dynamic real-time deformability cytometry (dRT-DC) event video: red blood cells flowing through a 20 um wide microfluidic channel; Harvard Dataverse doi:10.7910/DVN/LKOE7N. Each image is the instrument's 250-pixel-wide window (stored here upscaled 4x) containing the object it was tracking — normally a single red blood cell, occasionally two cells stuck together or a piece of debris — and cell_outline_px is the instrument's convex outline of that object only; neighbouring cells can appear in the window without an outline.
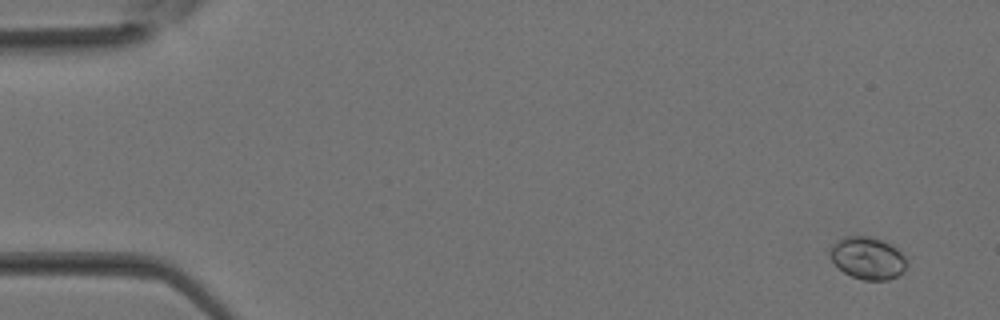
{"species": "Egyptian fruit bat (a non-hibernating species)", "species_latin": "Rousettus aegyptiacus", "temperature_condition": "room temperature", "stored_images_in_passage": 36, "camera_frame_rate_fps": 3000, "um_per_image_px": 0.085, "animal": {"sex": "female"}, "frame": {"image": 1, "passage_image": 1, "time_ms": 0.0, "image_size_px": [1000, 320], "cell_outline_px": [[904, 268], [896, 276], [888, 280], [864, 280], [852, 276], [844, 272], [828, 256], [828, 252], [832, 244], [836, 240], [844, 236], [868, 236], [880, 240], [896, 248], [904, 256]], "centroid_in_image_um": [73.67, 21.92], "position_along_channel_um": 11.3, "area_um2": 18.55}}
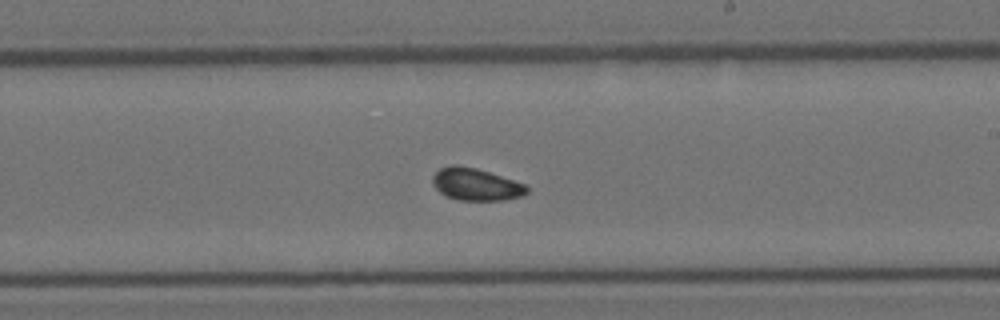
{"frame": {"image": 2, "passage_image": 21, "time_ms": 6.667, "image_size_px": [1000, 320], "cell_outline_px": [[528, 192], [520, 196], [504, 200], [456, 200], [444, 196], [432, 184], [432, 176], [440, 168], [452, 164], [456, 164], [476, 168], [524, 184], [528, 188]], "centroid_in_image_um": [40.39, 15.67], "position_along_channel_um": 248.6, "area_um2": 17.63}}
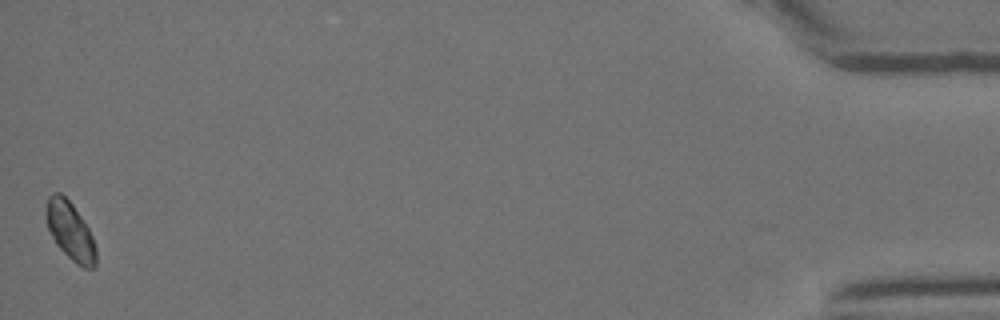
{"frame": {"image": 3, "passage_image": 36, "time_ms": 11.667, "image_size_px": [1000, 320], "cell_outline_px": [[96, 268], [84, 268], [76, 264], [56, 244], [48, 228], [48, 196], [52, 192], [60, 192], [72, 204], [88, 228], [92, 236], [96, 248]], "centroid_in_image_um": [6.01, 19.67], "position_along_channel_um": 429.2, "area_um2": 16.42}}